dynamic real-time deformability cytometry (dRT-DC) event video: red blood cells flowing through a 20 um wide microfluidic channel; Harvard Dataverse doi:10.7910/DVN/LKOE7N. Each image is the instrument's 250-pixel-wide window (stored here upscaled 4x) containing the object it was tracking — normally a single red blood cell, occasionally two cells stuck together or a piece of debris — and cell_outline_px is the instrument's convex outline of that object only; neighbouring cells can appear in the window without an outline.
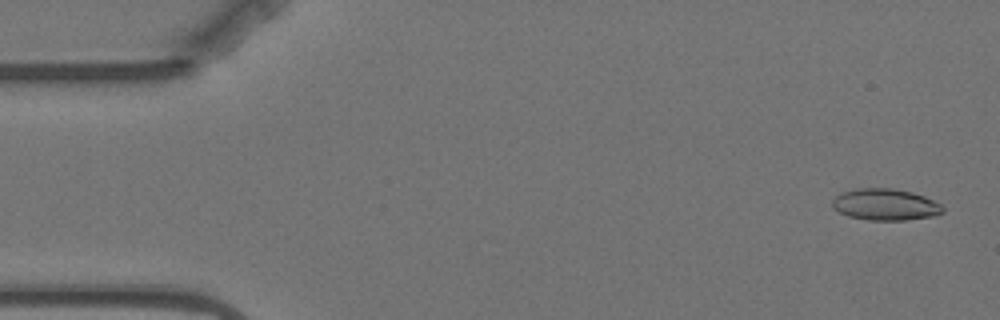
{"species": "Egyptian fruit bat (a non-hibernating species)", "species_latin": "Rousettus aegyptiacus", "temperature_condition": "warm", "stored_images_in_passage": 57, "camera_frame_rate_fps": 3000, "um_per_image_px": 0.085, "animal": {"sex": "female"}, "frame": {"image": 1, "passage_image": 2, "time_ms": 0.333, "image_size_px": [1000, 320], "cell_outline_px": [[944, 212], [936, 216], [904, 220], [868, 220], [848, 216], [832, 208], [832, 200], [836, 196], [844, 192], [856, 188], [892, 188], [912, 192], [924, 196], [940, 204], [944, 208]], "centroid_in_image_um": [75.26, 17.39], "position_along_channel_um": 9.7, "area_um2": 20.35}}
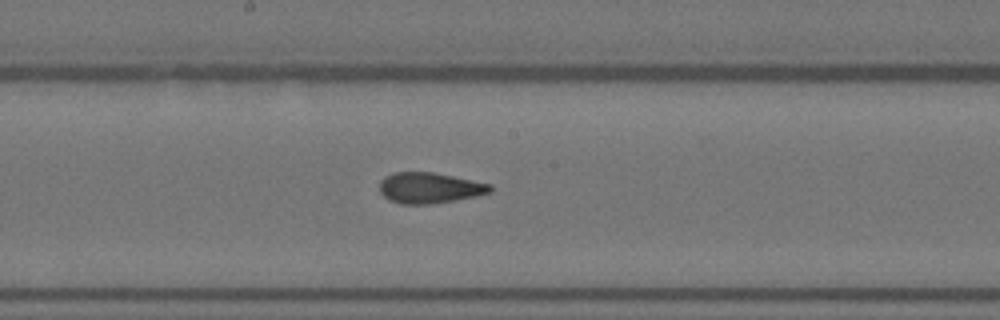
{"frame": {"image": 2, "passage_image": 29, "time_ms": 9.333, "image_size_px": [1000, 320], "cell_outline_px": [[492, 192], [476, 196], [428, 204], [400, 204], [388, 200], [380, 192], [380, 180], [384, 176], [396, 172], [432, 172], [492, 184]], "centroid_in_image_um": [36.49, 15.97], "position_along_channel_um": 211.7, "area_um2": 19.77}}
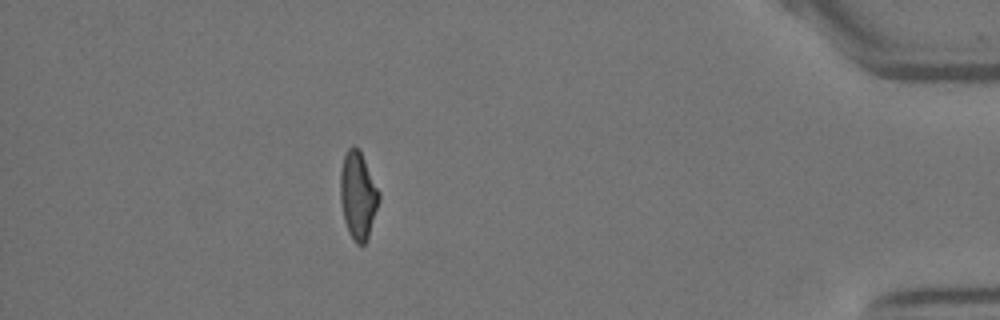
{"frame": {"image": 3, "passage_image": 50, "time_ms": 16.333, "image_size_px": [1000, 320], "cell_outline_px": [[380, 200], [368, 236], [364, 244], [356, 244], [348, 232], [344, 220], [340, 200], [340, 172], [344, 156], [348, 148], [352, 144], [360, 148], [380, 192]], "centroid_in_image_um": [30.43, 16.56], "position_along_channel_um": 404.8, "area_um2": 19.94}, "authors_computed_cell_mechanics": {"area_um2": 19.9988, "velocity_mm_per_s": 3.531, "shape_relaxation_time_tau1_ms": 7.7704, "shape_relaxation_time_tau2_ms": 2.0085, "deformation_change_tau1": 0.1942, "deformation_change_tau2": 0.0949}}